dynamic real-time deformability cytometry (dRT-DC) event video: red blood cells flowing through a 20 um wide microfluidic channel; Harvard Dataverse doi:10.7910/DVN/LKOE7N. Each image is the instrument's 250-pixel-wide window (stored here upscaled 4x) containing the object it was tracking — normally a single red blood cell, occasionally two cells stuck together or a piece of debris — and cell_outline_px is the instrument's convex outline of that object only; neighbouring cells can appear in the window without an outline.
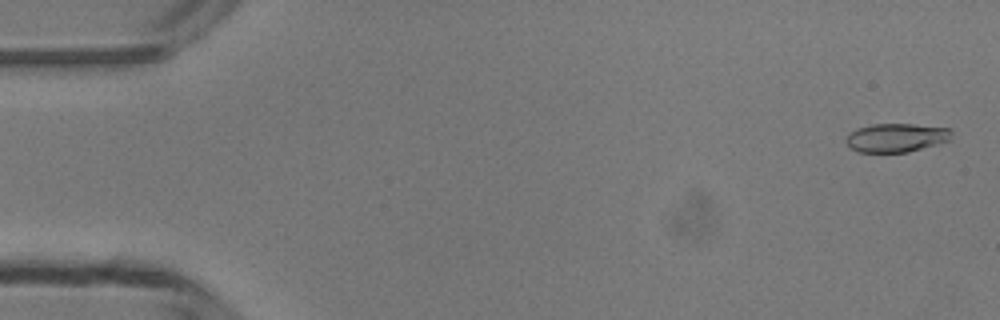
{"species": "common noctule bat (a hibernating species)", "species_latin": "Nyctalus noctula", "temperature_condition": "room temperature", "stored_images_in_passage": 10, "camera_frame_rate_fps": 3000, "um_per_image_px": 0.085, "animal": {"sex": "male", "body_mass_g": 13.3}, "frame": {"image": 1, "passage_image": 2, "time_ms": 0.333, "image_size_px": [1000, 320], "cell_outline_px": [[952, 140], [908, 152], [860, 152], [852, 148], [844, 140], [856, 128], [872, 124], [912, 124], [952, 128]], "centroid_in_image_um": [76.24, 11.69], "position_along_channel_um": 8.8, "area_um2": 17.69}}